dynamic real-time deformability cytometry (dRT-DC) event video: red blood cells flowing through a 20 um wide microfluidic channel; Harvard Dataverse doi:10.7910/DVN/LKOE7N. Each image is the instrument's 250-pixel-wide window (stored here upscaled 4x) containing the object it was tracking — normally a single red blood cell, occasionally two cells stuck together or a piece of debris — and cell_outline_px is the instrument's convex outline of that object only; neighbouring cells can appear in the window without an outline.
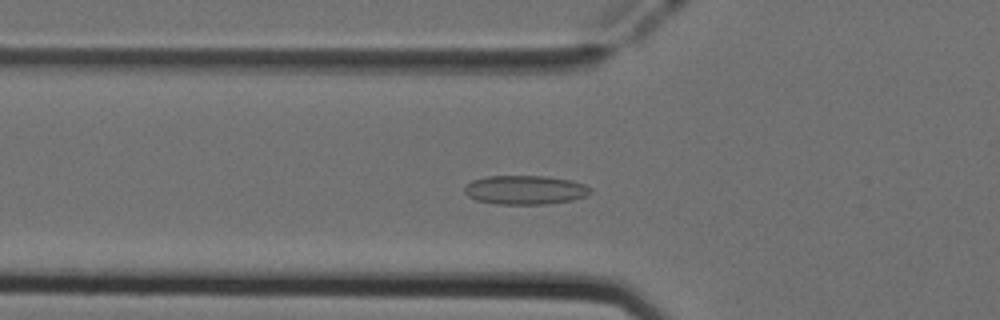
{"species": "Egyptian fruit bat (a non-hibernating species)", "species_latin": "Rousettus aegyptiacus", "temperature_condition": "cold", "stored_images_in_passage": 51, "camera_frame_rate_fps": 3000, "um_per_image_px": 0.085, "animal": {"sex": "female"}, "frame": {"image": 1, "passage_image": 17, "time_ms": 5.333, "image_size_px": [1000, 320], "cell_outline_px": [[592, 192], [588, 196], [572, 200], [544, 204], [496, 204], [476, 200], [468, 196], [464, 192], [464, 188], [472, 180], [488, 176], [544, 176], [572, 180], [584, 184], [592, 188]], "centroid_in_image_um": [44.67, 16.14], "position_along_channel_um": 81.1, "area_um2": 21.39}}
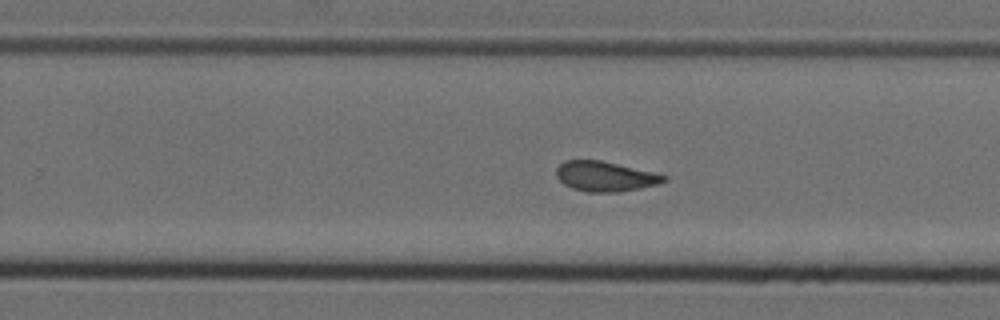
{"frame": {"image": 2, "passage_image": 32, "time_ms": 10.333, "image_size_px": [1000, 320], "cell_outline_px": [[668, 180], [660, 184], [620, 192], [588, 192], [572, 188], [564, 184], [556, 176], [556, 168], [564, 160], [600, 160], [652, 172], [668, 176]], "centroid_in_image_um": [51.44, 15.0], "position_along_channel_um": 278.4, "area_um2": 18.79}}
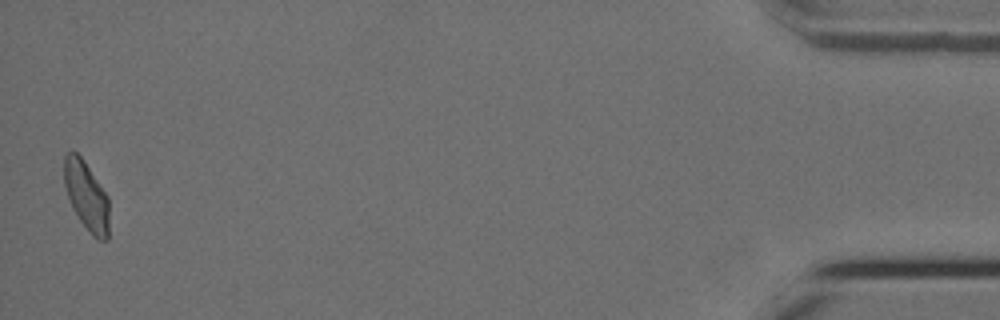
{"frame": {"image": 3, "passage_image": 50, "time_ms": 16.333, "image_size_px": [1000, 320], "cell_outline_px": [[108, 240], [96, 240], [92, 236], [80, 220], [72, 208], [64, 184], [64, 156], [68, 152], [76, 152], [84, 160], [108, 196]], "centroid_in_image_um": [7.35, 16.66], "position_along_channel_um": 427.9, "area_um2": 18.03}, "authors_computed_cell_mechanics": {"area_um2": 19.074, "velocity_mm_per_s": 3.9366, "shape_relaxation_time_tau1_ms": null, "shape_relaxation_time_tau2_ms": 1.2308, "deformation_change_tau1": null, "deformation_change_tau2": 0.0782}}